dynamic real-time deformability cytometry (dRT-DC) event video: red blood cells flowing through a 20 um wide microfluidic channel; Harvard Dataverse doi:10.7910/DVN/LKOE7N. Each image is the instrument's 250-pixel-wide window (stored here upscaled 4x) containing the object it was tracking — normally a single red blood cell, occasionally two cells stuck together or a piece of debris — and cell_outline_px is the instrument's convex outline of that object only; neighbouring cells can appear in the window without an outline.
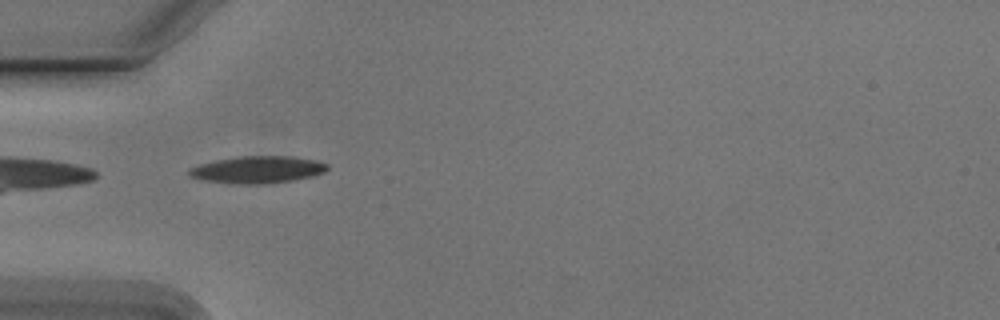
{"species": "Egyptian fruit bat (a non-hibernating species)", "species_latin": "Rousettus aegyptiacus", "temperature_condition": "cold", "stored_images_in_passage": 22, "camera_frame_rate_fps": 3000, "um_per_image_px": 0.085, "animal": {"sex": "male"}, "frame": {"image": 1, "passage_image": 1, "time_ms": 0.0, "image_size_px": [1000, 320], "cell_outline_px": [[328, 168], [324, 172], [312, 176], [292, 180], [264, 184], [228, 184], [200, 180], [188, 176], [188, 168], [200, 164], [216, 160], [240, 156], [292, 156], [316, 160], [328, 164]], "centroid_in_image_um": [21.84, 14.43], "position_along_channel_um": 63.2, "area_um2": 22.08}}
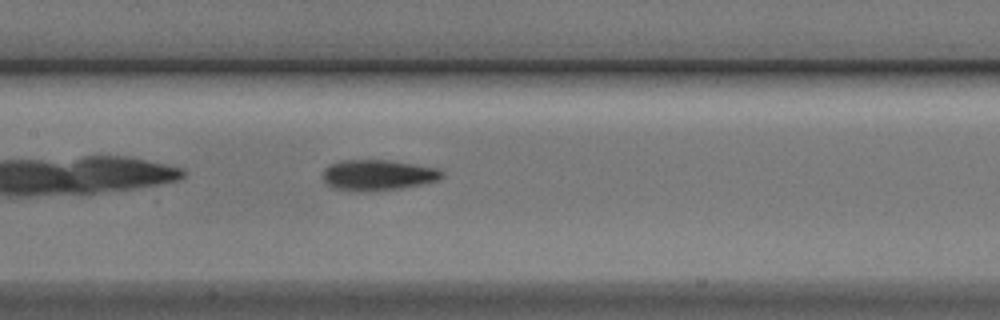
{"frame": {"image": 2, "passage_image": 10, "time_ms": 3.0, "image_size_px": [1000, 320], "cell_outline_px": [[444, 176], [440, 180], [404, 188], [376, 192], [356, 192], [332, 188], [324, 180], [324, 168], [328, 164], [340, 160], [388, 160], [416, 164], [436, 168], [444, 172]], "centroid_in_image_um": [32.13, 14.9], "position_along_channel_um": 175.3, "area_um2": 21.85}}
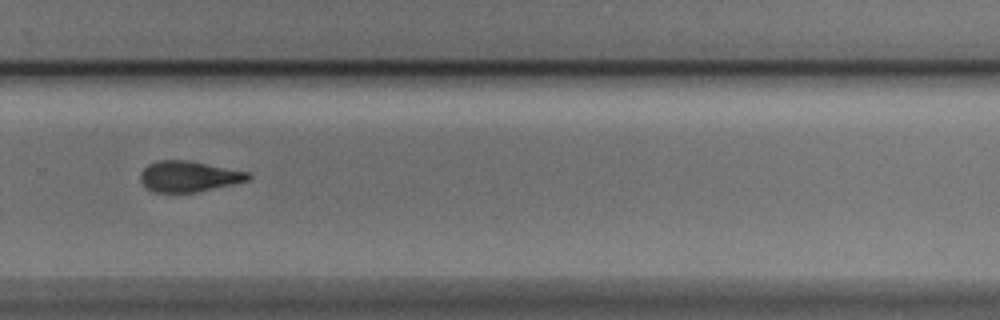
{"frame": {"image": 3, "passage_image": 21, "time_ms": 6.667, "image_size_px": [1000, 320], "cell_outline_px": [[252, 176], [248, 180], [232, 184], [196, 192], [152, 192], [140, 180], [140, 172], [148, 164], [156, 160], [188, 160], [248, 172]], "centroid_in_image_um": [16.01, 14.98], "position_along_channel_um": 313.8, "area_um2": 19.19}}